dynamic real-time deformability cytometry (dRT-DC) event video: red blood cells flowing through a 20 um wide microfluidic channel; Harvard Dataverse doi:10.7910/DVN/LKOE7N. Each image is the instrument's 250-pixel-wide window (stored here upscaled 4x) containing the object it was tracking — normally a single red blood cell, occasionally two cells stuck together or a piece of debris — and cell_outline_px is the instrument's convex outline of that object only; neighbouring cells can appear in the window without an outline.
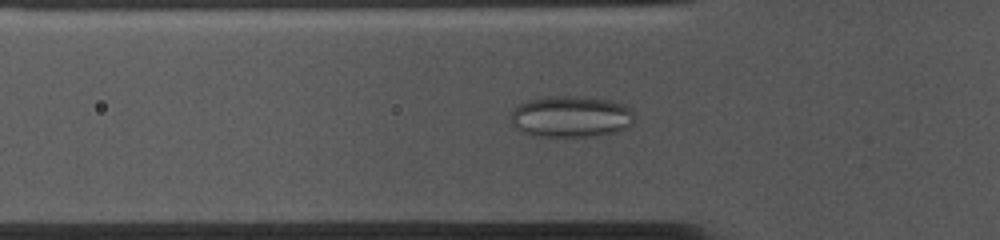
{"species": "common noctule bat (a hibernating species)", "species_latin": "Nyctalus noctula", "temperature_condition": "cold", "stored_images_in_passage": 46, "camera_frame_rate_fps": 3000, "um_per_image_px": 0.085, "animal": {"sex": "female", "body_mass_g": 10.0, "forearm_length_mm": 53.1}, "frame": {"image": 1, "passage_image": 9, "time_ms": 2.667, "image_size_px": [1000, 240], "cell_outline_px": [[636, 116], [632, 124], [628, 128], [616, 132], [592, 136], [532, 136], [516, 128], [512, 124], [512, 112], [520, 104], [528, 100], [548, 96], [584, 96], [612, 100], [624, 104]], "centroid_in_image_um": [48.58, 9.9], "position_along_channel_um": 77.2, "area_um2": 30.0}}
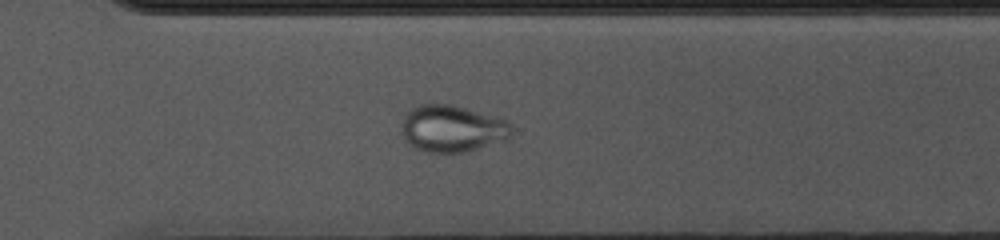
{"frame": {"image": 2, "passage_image": 30, "time_ms": 9.667, "image_size_px": [1000, 240], "cell_outline_px": [[512, 132], [508, 140], [464, 152], [428, 152], [416, 148], [404, 136], [404, 116], [412, 108], [420, 104], [452, 104], [500, 116], [512, 124]], "centroid_in_image_um": [38.55, 10.91], "position_along_channel_um": 332.1, "area_um2": 30.0}}
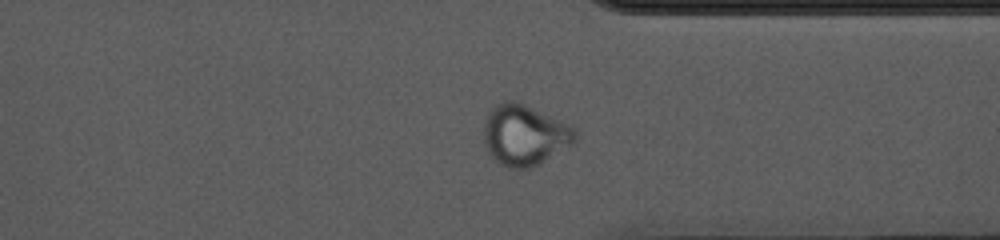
{"frame": {"image": 3, "passage_image": 33, "time_ms": 10.667, "image_size_px": [1000, 240], "cell_outline_px": [[576, 140], [572, 144], [540, 164], [532, 168], [508, 168], [500, 164], [488, 152], [484, 140], [484, 124], [488, 112], [496, 104], [504, 100], [516, 100], [572, 124], [576, 128]], "centroid_in_image_um": [44.61, 11.46], "position_along_channel_um": 366.8, "area_um2": 32.77}}